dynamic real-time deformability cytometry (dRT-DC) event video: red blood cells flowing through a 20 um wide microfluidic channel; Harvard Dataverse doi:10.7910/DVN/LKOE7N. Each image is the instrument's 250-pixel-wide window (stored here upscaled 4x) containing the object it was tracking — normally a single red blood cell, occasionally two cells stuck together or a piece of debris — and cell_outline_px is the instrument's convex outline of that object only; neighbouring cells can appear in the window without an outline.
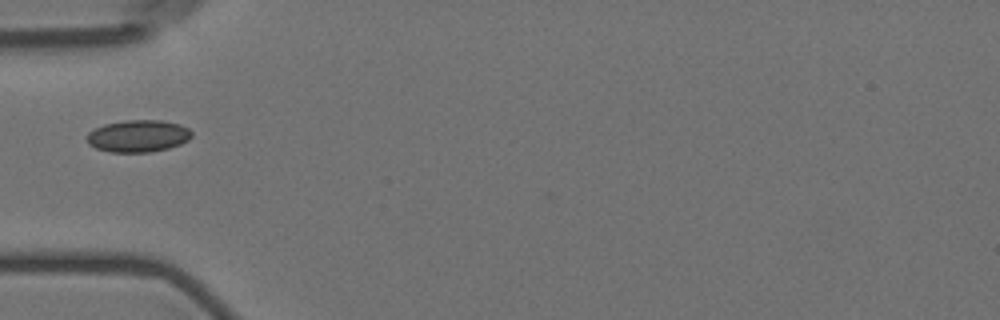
{"species": "Egyptian fruit bat (a non-hibernating species)", "species_latin": "Rousettus aegyptiacus", "temperature_condition": "room temperature", "stored_images_in_passage": 11, "camera_frame_rate_fps": 3000, "um_per_image_px": 0.085, "animal": {"sex": "female"}, "frame": {"image": 1, "passage_image": 1, "time_ms": 0.0, "image_size_px": [1000, 320], "cell_outline_px": [[192, 136], [188, 140], [180, 144], [168, 148], [148, 152], [112, 152], [96, 148], [88, 144], [88, 132], [104, 124], [124, 120], [160, 120], [180, 124], [188, 128], [192, 132]], "centroid_in_image_um": [11.75, 11.55], "position_along_channel_um": 73.2, "area_um2": 19.54}}
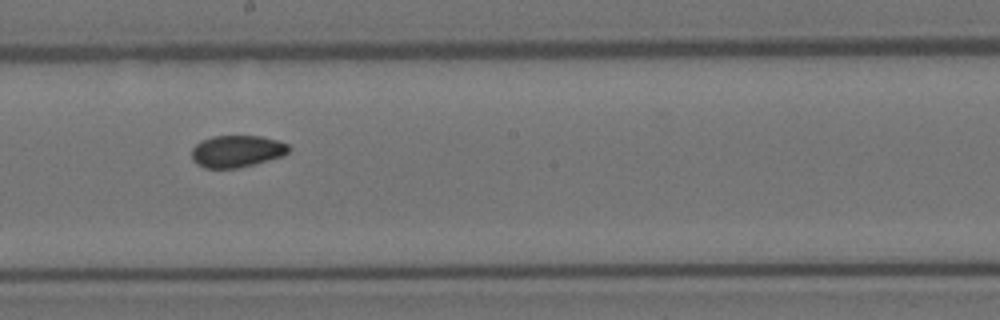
{"frame": {"image": 2, "passage_image": 5, "time_ms": 4.333, "image_size_px": [1000, 320], "cell_outline_px": [[292, 148], [288, 152], [280, 156], [268, 160], [236, 168], [204, 168], [196, 164], [192, 160], [192, 148], [196, 144], [212, 136], [260, 136], [276, 140], [288, 144]], "centroid_in_image_um": [20.11, 12.85], "position_along_channel_um": 228.1, "area_um2": 17.92}}
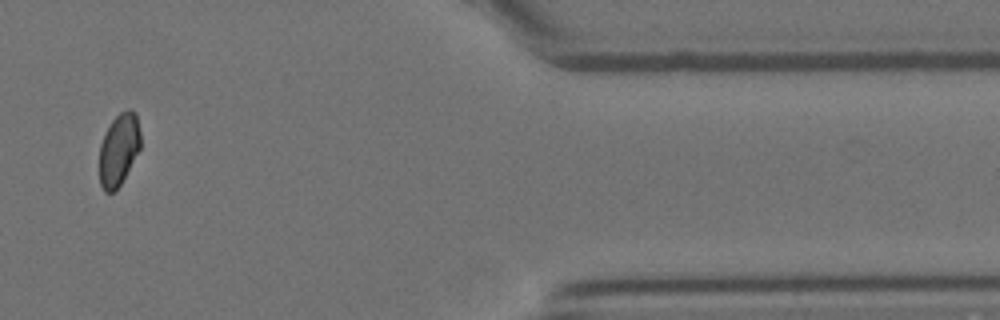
{"frame": {"image": 3, "passage_image": 10, "time_ms": 10.333, "image_size_px": [1000, 320], "cell_outline_px": [[140, 148], [120, 184], [112, 192], [104, 192], [100, 184], [100, 144], [112, 120], [120, 112], [128, 108], [132, 108], [136, 112], [140, 132]], "centroid_in_image_um": [10.11, 12.67], "position_along_channel_um": 401.3, "area_um2": 17.05}}